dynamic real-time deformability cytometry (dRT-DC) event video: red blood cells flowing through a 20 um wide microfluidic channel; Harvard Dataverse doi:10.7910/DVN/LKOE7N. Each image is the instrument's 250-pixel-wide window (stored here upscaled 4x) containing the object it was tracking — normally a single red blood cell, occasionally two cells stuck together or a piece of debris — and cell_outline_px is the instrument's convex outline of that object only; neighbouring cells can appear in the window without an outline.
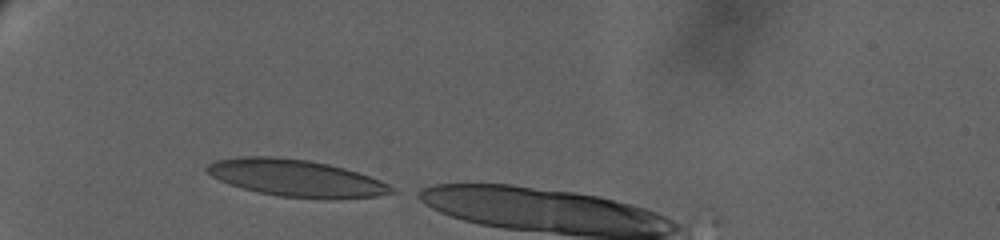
{"species": "human", "species_latin": "Homo sapiens", "temperature_condition": "warm", "stored_images_in_passage": 20, "camera_frame_rate_fps": 3000, "um_per_image_px": 0.085, "donor": {"sex": "female"}, "frame": {"image": 1, "passage_image": 1, "time_ms": 0.0, "image_size_px": [1000, 240], "cell_outline_px": [[396, 192], [380, 196], [332, 200], [320, 200], [280, 196], [260, 192], [228, 184], [204, 172], [204, 168], [208, 164], [216, 160], [240, 156], [276, 156], [308, 160], [328, 164], [344, 168], [380, 180], [396, 188]], "centroid_in_image_um": [25.18, 15.15], "position_along_channel_um": 59.8, "area_um2": 40.23}}
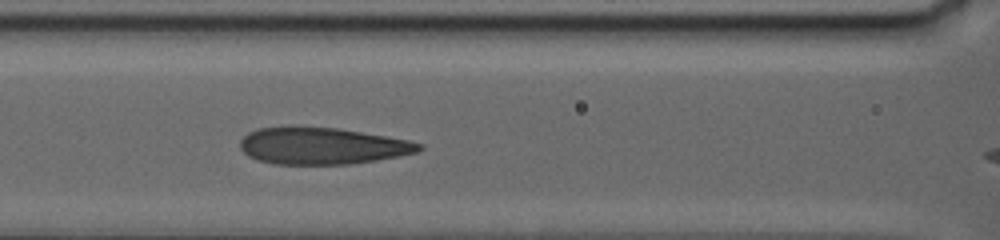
{"frame": {"image": 2, "passage_image": 14, "time_ms": 3.667, "image_size_px": [1000, 240], "cell_outline_px": [[424, 148], [416, 152], [400, 156], [376, 160], [348, 164], [272, 164], [256, 160], [248, 156], [240, 148], [240, 140], [248, 132], [256, 128], [292, 124], [296, 124], [336, 128], [408, 140], [424, 144]], "centroid_in_image_um": [27.3, 12.37], "position_along_channel_um": 139.3, "area_um2": 39.07}}
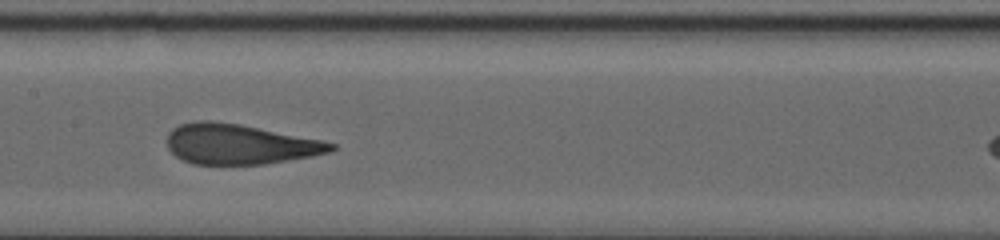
{"frame": {"image": 3, "passage_image": 19, "time_ms": 5.333, "image_size_px": [1000, 240], "cell_outline_px": [[336, 148], [328, 152], [312, 156], [264, 164], [192, 164], [176, 156], [168, 148], [168, 132], [172, 128], [180, 124], [196, 120], [212, 120], [240, 124], [320, 140], [336, 144]], "centroid_in_image_um": [20.32, 12.25], "position_along_channel_um": 187.1, "area_um2": 38.15}}